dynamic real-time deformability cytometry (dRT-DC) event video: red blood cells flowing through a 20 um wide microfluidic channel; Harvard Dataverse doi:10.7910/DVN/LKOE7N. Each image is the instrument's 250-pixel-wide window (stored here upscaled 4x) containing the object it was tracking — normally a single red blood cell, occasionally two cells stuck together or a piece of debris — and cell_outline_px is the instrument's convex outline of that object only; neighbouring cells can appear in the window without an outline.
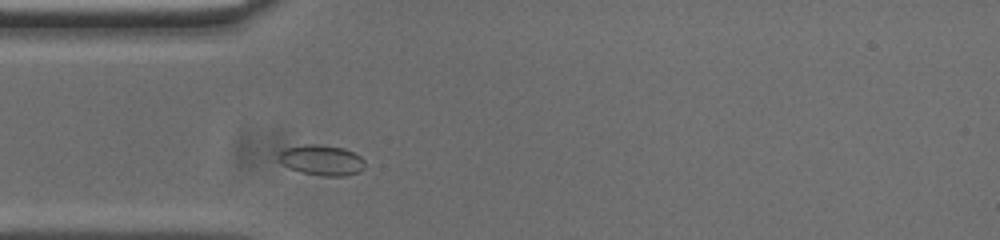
{"species": "common noctule bat (a hibernating species)", "species_latin": "Nyctalus noctula", "temperature_condition": "cold", "stored_images_in_passage": 38, "camera_frame_rate_fps": 3000, "um_per_image_px": 0.085, "animal": {"sex": "male", "body_mass_g": 20.0, "forearm_length_mm": 53.3}, "frame": {"image": 1, "passage_image": 5, "time_ms": 1.333, "image_size_px": [1000, 240], "cell_outline_px": [[364, 168], [360, 172], [344, 176], [320, 176], [300, 172], [288, 168], [276, 156], [284, 148], [304, 144], [316, 144], [344, 148], [360, 156], [364, 160]], "centroid_in_image_um": [27.33, 13.62], "position_along_channel_um": 57.7, "area_um2": 15.43}}
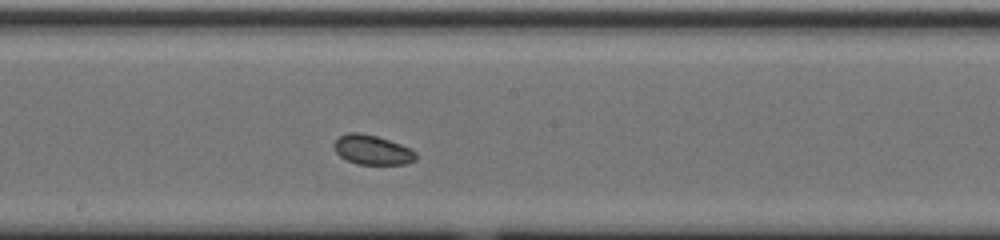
{"frame": {"image": 2, "passage_image": 18, "time_ms": 5.667, "image_size_px": [1000, 240], "cell_outline_px": [[416, 160], [408, 164], [356, 164], [340, 156], [336, 152], [332, 144], [340, 136], [348, 132], [360, 132], [376, 136], [412, 148], [416, 152]], "centroid_in_image_um": [31.66, 12.74], "position_along_channel_um": 216.5, "area_um2": 14.16}}
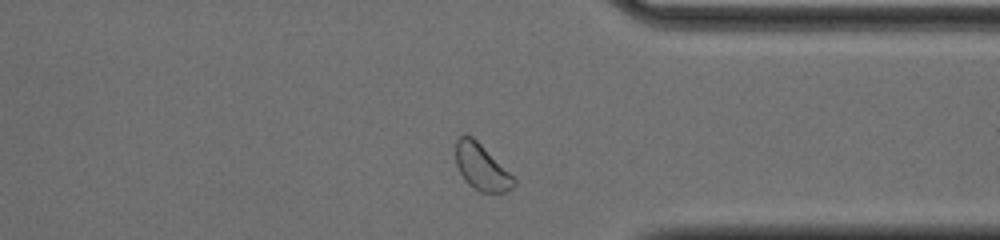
{"frame": {"image": 3, "passage_image": 31, "time_ms": 10.0, "image_size_px": [1000, 240], "cell_outline_px": [[516, 184], [508, 192], [480, 192], [468, 184], [460, 172], [456, 164], [456, 140], [464, 132], [472, 136], [516, 180]], "centroid_in_image_um": [40.91, 14.2], "position_along_channel_um": 370.5, "area_um2": 15.32}, "authors_computed_cell_mechanics": {"area_um2": 14.6234, "velocity_mm_per_s": 3.6887, "shape_relaxation_time_tau1_ms": null, "shape_relaxation_time_tau2_ms": 9.6991, "deformation_change_tau1": null, "deformation_change_tau2": 0.0925}}